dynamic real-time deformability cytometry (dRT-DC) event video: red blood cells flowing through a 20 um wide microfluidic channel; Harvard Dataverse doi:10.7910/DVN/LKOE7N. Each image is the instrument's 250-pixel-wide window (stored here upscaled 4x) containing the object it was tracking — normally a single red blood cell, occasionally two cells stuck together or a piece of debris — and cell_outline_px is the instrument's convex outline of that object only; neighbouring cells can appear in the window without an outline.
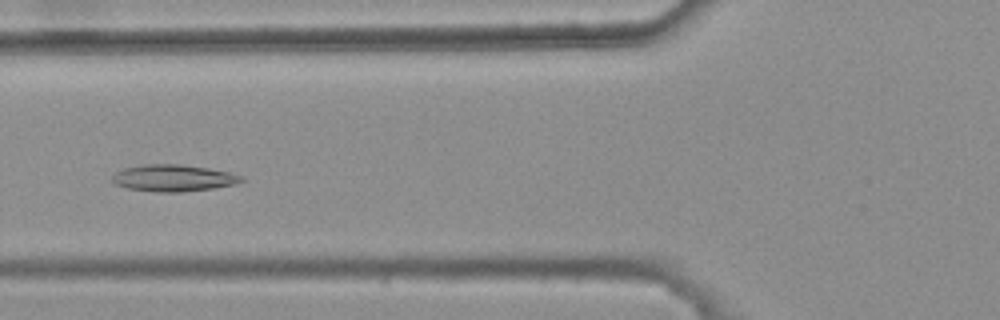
{"species": "common noctule bat (a hibernating species)", "species_latin": "Nyctalus noctula", "temperature_condition": "warm", "stored_images_in_passage": 8, "camera_frame_rate_fps": 3000, "um_per_image_px": 0.085, "animal": {"sex": "female", "body_mass_g": 25.1}, "frame": {"image": 1, "passage_image": 6, "time_ms": 1.667, "image_size_px": [1000, 320], "cell_outline_px": [[248, 180], [236, 184], [212, 188], [184, 192], [156, 192], [128, 188], [116, 184], [112, 180], [112, 176], [116, 172], [124, 168], [144, 164], [180, 164], [208, 168], [228, 172], [240, 176]], "centroid_in_image_um": [14.75, 15.13], "position_along_channel_um": 111.0, "area_um2": 20.11}}
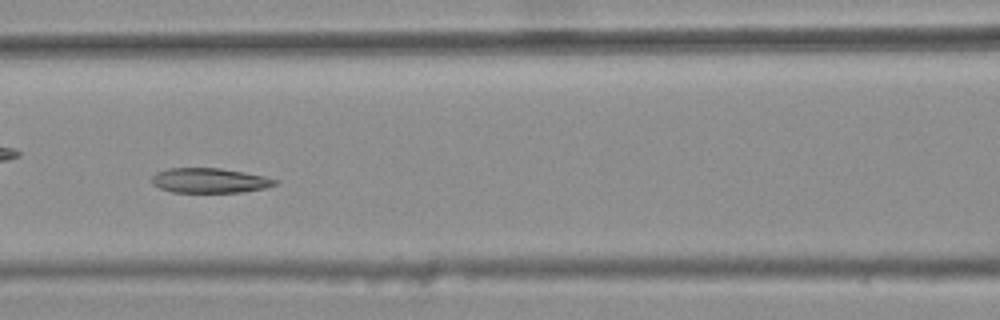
{"frame": {"image": 2, "passage_image": 7, "time_ms": 2.0, "image_size_px": [1000, 320], "cell_outline_px": [[280, 180], [276, 184], [264, 188], [240, 192], [172, 192], [160, 188], [152, 184], [152, 176], [156, 172], [168, 168], [220, 168], [244, 172], [264, 176]], "centroid_in_image_um": [17.81, 15.34], "position_along_channel_um": 148.8, "area_um2": 17.8}}
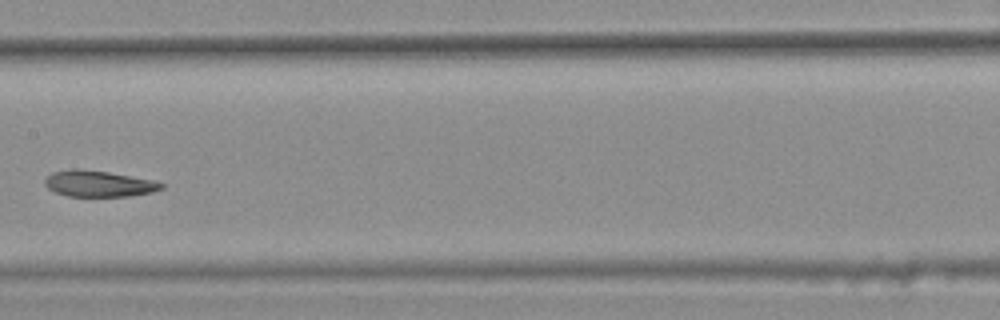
{"frame": {"image": 3, "passage_image": 8, "time_ms": 2.333, "image_size_px": [1000, 320], "cell_outline_px": [[164, 188], [152, 192], [128, 196], [68, 196], [56, 192], [48, 188], [44, 184], [44, 180], [52, 172], [72, 168], [76, 168], [108, 172], [152, 180], [164, 184]], "centroid_in_image_um": [8.36, 15.61], "position_along_channel_um": 199.0, "area_um2": 17.63}}